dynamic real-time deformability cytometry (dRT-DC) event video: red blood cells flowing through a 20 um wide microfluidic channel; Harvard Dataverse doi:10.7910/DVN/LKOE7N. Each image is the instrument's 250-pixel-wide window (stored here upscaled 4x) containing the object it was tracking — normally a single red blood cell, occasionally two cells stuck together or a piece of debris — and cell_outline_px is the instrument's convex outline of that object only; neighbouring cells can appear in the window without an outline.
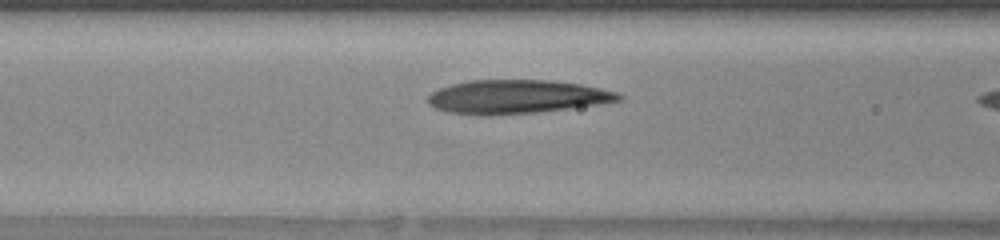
{"species": "human", "species_latin": "Homo sapiens", "temperature_condition": "warm", "stored_images_in_passage": 12, "camera_frame_rate_fps": 3000, "um_per_image_px": 0.085, "donor": {"sex": "female"}, "frame": {"image": 1, "passage_image": 7, "time_ms": 2.0, "image_size_px": [1000, 240], "cell_outline_px": [[624, 100], [600, 104], [536, 112], [488, 116], [448, 112], [436, 108], [428, 104], [428, 96], [432, 92], [440, 88], [452, 84], [468, 80], [548, 80], [580, 84], [620, 92], [624, 96]], "centroid_in_image_um": [43.95, 8.23], "position_along_channel_um": 122.6, "area_um2": 37.57}}